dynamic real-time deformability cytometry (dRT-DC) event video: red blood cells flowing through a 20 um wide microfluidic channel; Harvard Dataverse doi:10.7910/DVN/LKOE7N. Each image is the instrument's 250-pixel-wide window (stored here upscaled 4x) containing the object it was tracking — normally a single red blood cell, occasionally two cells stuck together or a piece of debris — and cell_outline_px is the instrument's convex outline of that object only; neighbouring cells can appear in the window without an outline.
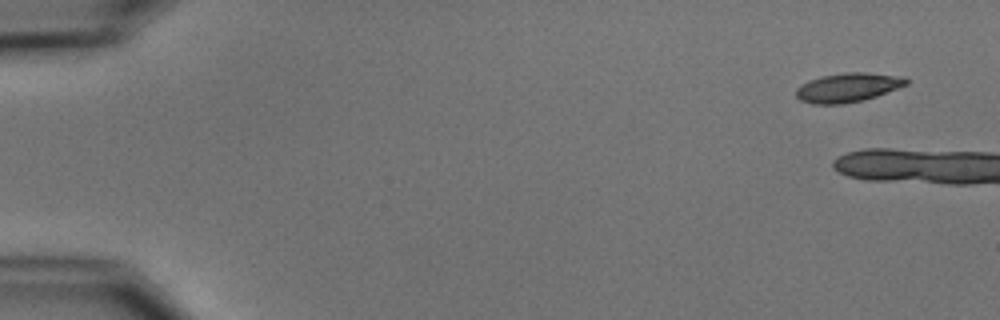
{"species": "common noctule bat (a hibernating species)", "species_latin": "Nyctalus noctula", "temperature_condition": "cold", "stored_images_in_passage": 3, "camera_frame_rate_fps": 3000, "um_per_image_px": 0.085, "animal": {"sex": "male", "body_mass_g": 15.6}, "frame": {"image": 1, "passage_image": 1, "time_ms": 0.0, "image_size_px": [1000, 320], "cell_outline_px": [[908, 84], [876, 96], [864, 100], [840, 104], [812, 104], [800, 100], [796, 96], [796, 88], [808, 80], [824, 76], [844, 72], [868, 72], [904, 76], [908, 80]], "centroid_in_image_um": [72.08, 7.43], "position_along_channel_um": 12.9, "area_um2": 18.73}}